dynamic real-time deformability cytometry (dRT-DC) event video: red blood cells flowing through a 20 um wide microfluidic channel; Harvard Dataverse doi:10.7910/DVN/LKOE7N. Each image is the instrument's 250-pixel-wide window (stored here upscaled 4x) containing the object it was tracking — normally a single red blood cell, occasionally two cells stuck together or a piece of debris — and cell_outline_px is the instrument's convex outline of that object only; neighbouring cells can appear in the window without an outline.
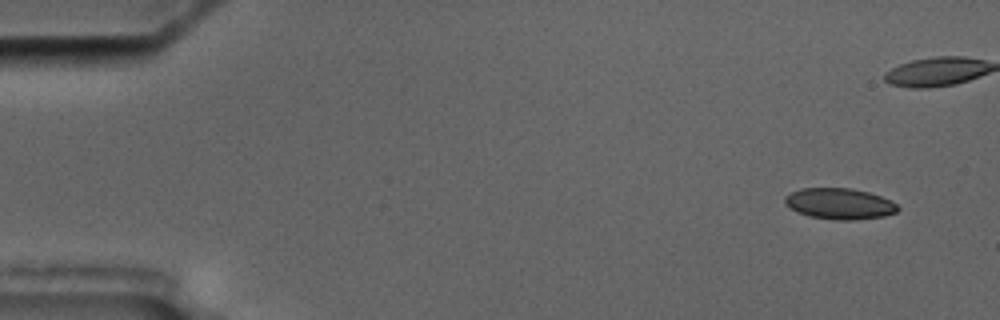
{"species": "common noctule bat (a hibernating species)", "species_latin": "Nyctalus noctula", "temperature_condition": "cold", "stored_images_in_passage": 6, "camera_frame_rate_fps": 3000, "um_per_image_px": 0.085, "animal": {"sex": "male", "body_mass_g": 17.5, "forearm_length_mm": 52.3}, "frame": {"image": 1, "passage_image": 1, "time_ms": 0.0, "image_size_px": [1000, 320], "cell_outline_px": [[900, 208], [896, 212], [884, 216], [856, 220], [836, 220], [808, 216], [796, 212], [784, 204], [784, 196], [800, 188], [852, 188], [868, 192], [880, 196], [896, 204]], "centroid_in_image_um": [71.32, 17.32], "position_along_channel_um": 13.7, "area_um2": 20.52}}
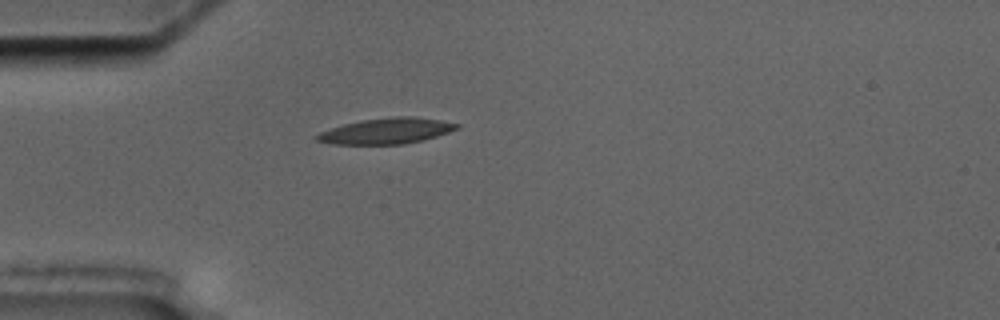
{"frame": {"image": 2, "passage_image": 6, "time_ms": 5.667, "image_size_px": [1000, 320], "cell_outline_px": [[460, 128], [424, 140], [404, 144], [332, 144], [316, 140], [312, 136], [320, 132], [344, 124], [364, 120], [396, 116], [412, 116], [440, 120], [460, 124]], "centroid_in_image_um": [32.85, 11.13], "position_along_channel_um": 52.1, "area_um2": 20.92}}